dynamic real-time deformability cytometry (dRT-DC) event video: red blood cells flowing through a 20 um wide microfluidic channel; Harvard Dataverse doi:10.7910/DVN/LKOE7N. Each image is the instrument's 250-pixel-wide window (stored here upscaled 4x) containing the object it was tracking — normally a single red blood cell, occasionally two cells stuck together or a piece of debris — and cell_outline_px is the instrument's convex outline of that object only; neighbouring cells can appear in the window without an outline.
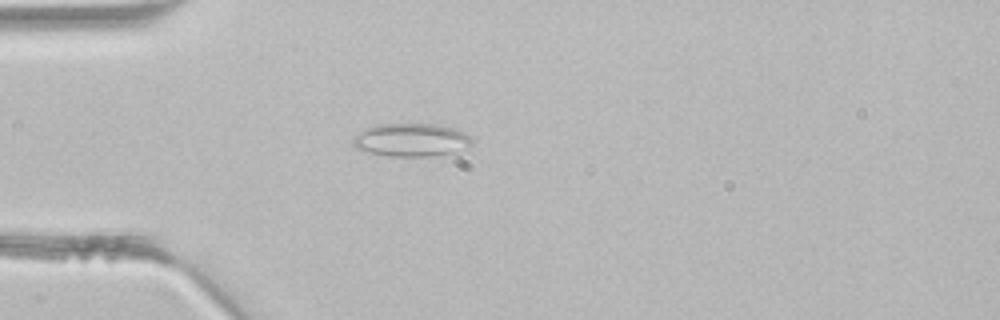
{"species": "common noctule bat (a hibernating species)", "species_latin": "Nyctalus noctula", "temperature_condition": "room temperature", "stored_images_in_passage": 42, "camera_frame_rate_fps": 3000, "um_per_image_px": 0.085, "animal": {"sex": "male", "body_mass_g": 21.5, "forearm_length_mm": 52.0}, "frame": {"image": 1, "passage_image": 11, "time_ms": 3.333, "image_size_px": [1000, 320], "cell_outline_px": [[472, 144], [468, 148], [452, 152], [432, 156], [388, 156], [356, 148], [352, 144], [352, 140], [360, 132], [376, 124], [440, 124], [464, 132], [472, 140]], "centroid_in_image_um": [34.98, 11.89], "position_along_channel_um": 50.0, "area_um2": 22.72}}
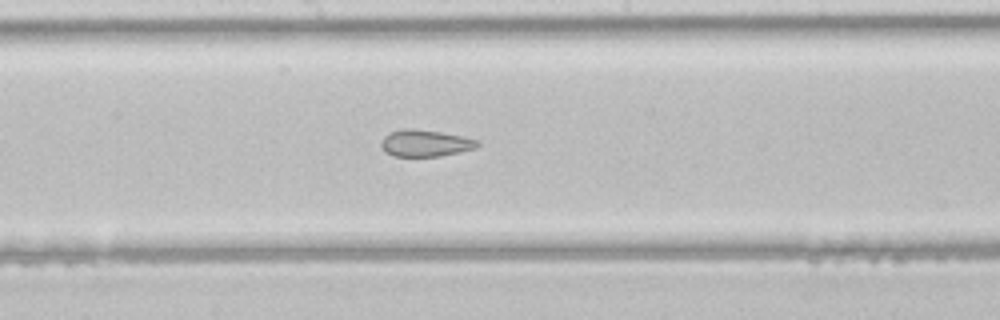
{"frame": {"image": 2, "passage_image": 22, "time_ms": 7.0, "image_size_px": [1000, 320], "cell_outline_px": [[480, 144], [476, 148], [460, 152], [440, 156], [396, 156], [384, 152], [380, 144], [380, 140], [384, 136], [392, 132], [404, 128], [412, 128], [440, 132], [480, 140]], "centroid_in_image_um": [36.14, 12.17], "position_along_channel_um": 212.1, "area_um2": 15.03}}
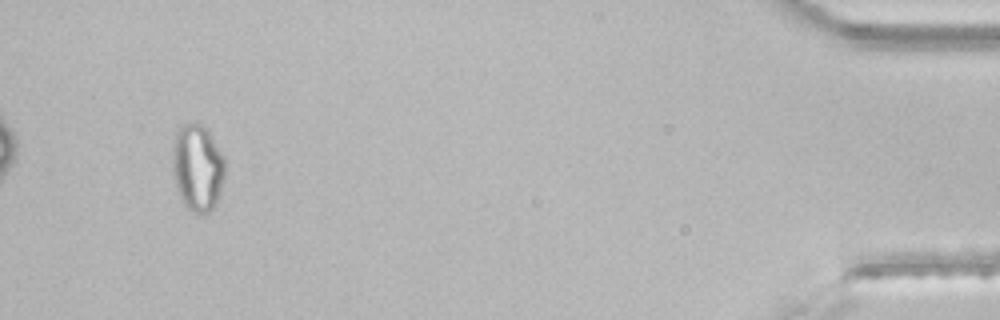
{"frame": {"image": 3, "passage_image": 40, "time_ms": 13.0, "image_size_px": [1000, 320], "cell_outline_px": [[224, 176], [220, 192], [212, 208], [204, 216], [192, 212], [184, 204], [180, 196], [172, 172], [172, 148], [176, 132], [184, 124], [196, 120], [208, 128], [224, 156]], "centroid_in_image_um": [16.78, 14.2], "position_along_channel_um": 418.4, "area_um2": 26.93}}